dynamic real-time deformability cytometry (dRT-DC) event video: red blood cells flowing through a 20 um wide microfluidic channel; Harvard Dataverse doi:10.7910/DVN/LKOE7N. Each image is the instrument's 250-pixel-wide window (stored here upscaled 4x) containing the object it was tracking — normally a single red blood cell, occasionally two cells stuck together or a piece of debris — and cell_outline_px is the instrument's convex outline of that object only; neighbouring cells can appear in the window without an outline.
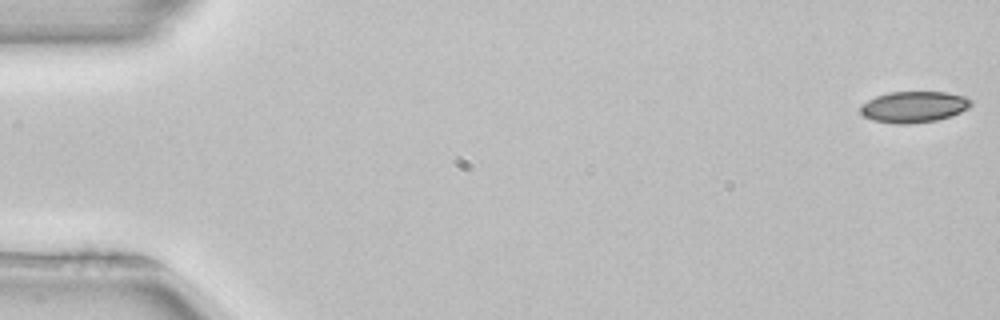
{"species": "common noctule bat (a hibernating species)", "species_latin": "Nyctalus noctula", "temperature_condition": "room temperature", "stored_images_in_passage": 9, "camera_frame_rate_fps": 3000, "um_per_image_px": 0.085, "animal": {"sex": "female", "body_mass_g": 22.7, "forearm_length_mm": 54.2}, "frame": {"image": 1, "passage_image": 1, "time_ms": 0.0, "image_size_px": [1000, 320], "cell_outline_px": [[972, 104], [968, 108], [960, 112], [936, 120], [908, 124], [896, 124], [872, 120], [864, 116], [860, 112], [860, 108], [868, 100], [876, 96], [888, 92], [948, 92], [964, 96], [972, 100]], "centroid_in_image_um": [77.67, 9.08], "position_along_channel_um": 7.3, "area_um2": 20.0}}